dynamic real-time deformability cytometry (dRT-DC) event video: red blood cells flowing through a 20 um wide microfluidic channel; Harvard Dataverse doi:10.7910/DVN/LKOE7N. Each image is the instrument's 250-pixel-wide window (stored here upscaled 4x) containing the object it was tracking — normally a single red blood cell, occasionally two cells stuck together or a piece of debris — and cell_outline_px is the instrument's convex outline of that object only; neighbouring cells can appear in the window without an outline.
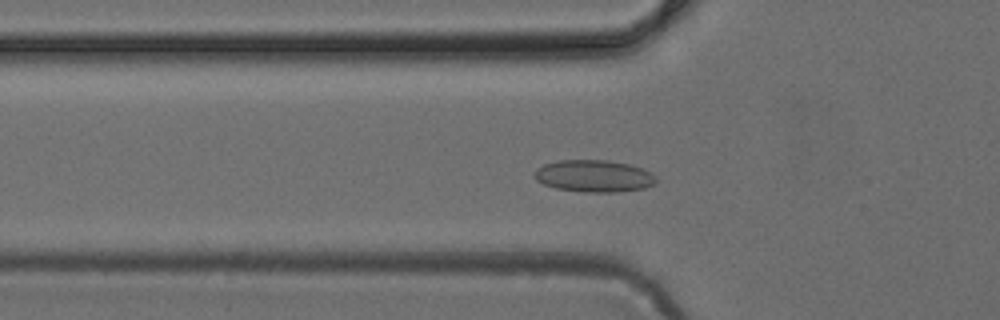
{"species": "common noctule bat (a hibernating species)", "species_latin": "Nyctalus noctula", "temperature_condition": "cold", "stored_images_in_passage": 28, "camera_frame_rate_fps": 3000, "um_per_image_px": 0.085, "animal": {"sex": "female", "body_mass_g": 24.6, "forearm_length_mm": 56.2}, "frame": {"image": 1, "passage_image": 16, "time_ms": 5.0, "image_size_px": [1000, 320], "cell_outline_px": [[656, 184], [644, 188], [616, 192], [584, 192], [556, 188], [544, 184], [536, 180], [536, 168], [544, 164], [556, 160], [608, 160], [628, 164], [640, 168], [656, 176]], "centroid_in_image_um": [50.48, 14.96], "position_along_channel_um": 75.3, "area_um2": 22.6}}
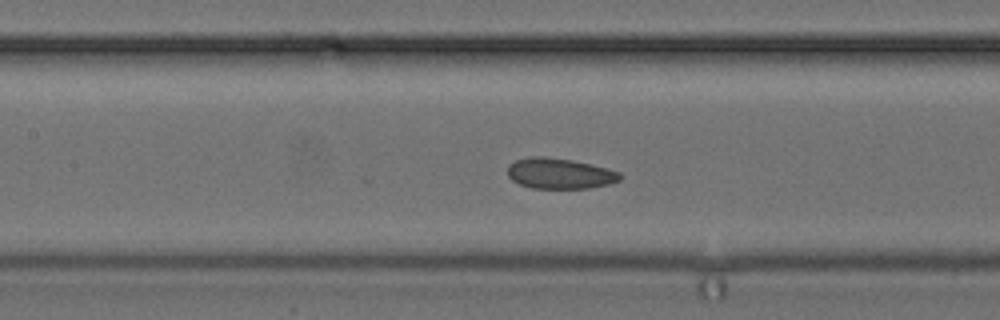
{"frame": {"image": 2, "passage_image": 22, "time_ms": 7.0, "image_size_px": [1000, 320], "cell_outline_px": [[620, 180], [608, 184], [588, 188], [532, 188], [520, 184], [512, 180], [508, 176], [508, 164], [516, 160], [532, 156], [544, 156], [572, 160], [620, 172]], "centroid_in_image_um": [47.52, 14.74], "position_along_channel_um": 159.9, "area_um2": 19.83}}
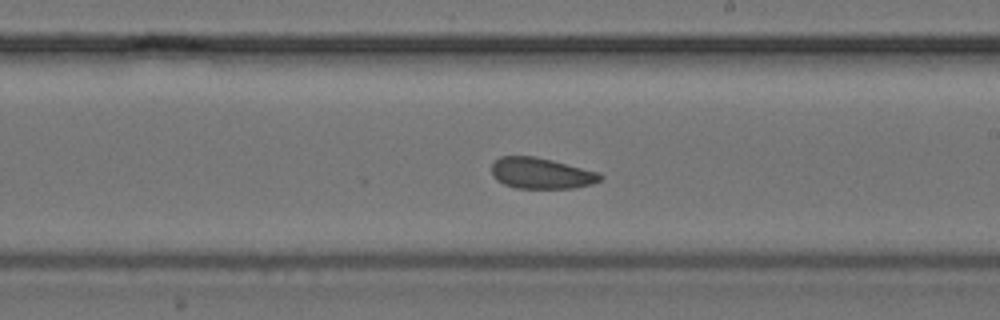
{"frame": {"image": 3, "passage_image": 28, "time_ms": 9.0, "image_size_px": [1000, 320], "cell_outline_px": [[604, 176], [600, 180], [592, 184], [576, 188], [516, 188], [504, 184], [496, 180], [492, 176], [492, 164], [500, 156], [536, 156], [600, 172]], "centroid_in_image_um": [46.02, 14.73], "position_along_channel_um": 243.0, "area_um2": 19.77}}